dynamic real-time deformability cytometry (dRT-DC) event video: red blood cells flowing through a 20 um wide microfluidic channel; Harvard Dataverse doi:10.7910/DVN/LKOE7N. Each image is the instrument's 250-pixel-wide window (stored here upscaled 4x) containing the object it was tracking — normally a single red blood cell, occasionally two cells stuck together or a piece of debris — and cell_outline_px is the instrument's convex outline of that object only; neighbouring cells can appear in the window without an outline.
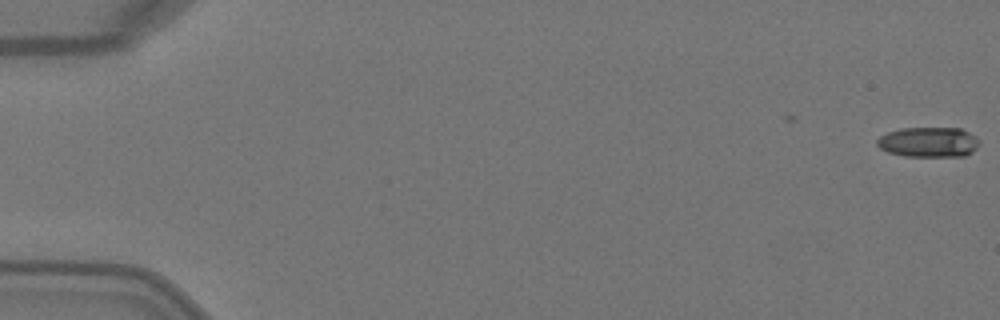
{"species": "Egyptian fruit bat (a non-hibernating species)", "species_latin": "Rousettus aegyptiacus", "temperature_condition": "warm", "stored_images_in_passage": 6, "camera_frame_rate_fps": 3000, "um_per_image_px": 0.085, "animal": {"sex": "female"}, "frame": {"image": 1, "passage_image": 1, "time_ms": 0.0, "image_size_px": [1000, 320], "cell_outline_px": [[980, 144], [972, 152], [964, 156], [904, 156], [888, 152], [880, 148], [876, 144], [876, 140], [880, 136], [888, 132], [900, 128], [960, 128], [976, 136], [980, 140]], "centroid_in_image_um": [78.94, 12.08], "position_along_channel_um": 6.1, "area_um2": 18.03}}